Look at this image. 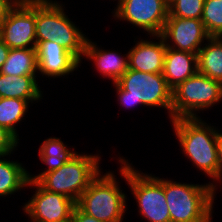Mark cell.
<instances>
[{
	"instance_id": "cell-1",
	"label": "cell",
	"mask_w": 222,
	"mask_h": 222,
	"mask_svg": "<svg viewBox=\"0 0 222 222\" xmlns=\"http://www.w3.org/2000/svg\"><path fill=\"white\" fill-rule=\"evenodd\" d=\"M183 153L211 179L219 180L217 133L214 127L198 118L172 119Z\"/></svg>"
},
{
	"instance_id": "cell-2",
	"label": "cell",
	"mask_w": 222,
	"mask_h": 222,
	"mask_svg": "<svg viewBox=\"0 0 222 222\" xmlns=\"http://www.w3.org/2000/svg\"><path fill=\"white\" fill-rule=\"evenodd\" d=\"M163 188L171 222H211L214 183L194 185L163 179Z\"/></svg>"
},
{
	"instance_id": "cell-3",
	"label": "cell",
	"mask_w": 222,
	"mask_h": 222,
	"mask_svg": "<svg viewBox=\"0 0 222 222\" xmlns=\"http://www.w3.org/2000/svg\"><path fill=\"white\" fill-rule=\"evenodd\" d=\"M113 84L116 87L120 105L127 108L136 104L162 107L168 110L172 120V89L162 74L128 69Z\"/></svg>"
},
{
	"instance_id": "cell-4",
	"label": "cell",
	"mask_w": 222,
	"mask_h": 222,
	"mask_svg": "<svg viewBox=\"0 0 222 222\" xmlns=\"http://www.w3.org/2000/svg\"><path fill=\"white\" fill-rule=\"evenodd\" d=\"M62 7L57 1L36 3V40L59 44L81 61L87 37L68 18Z\"/></svg>"
},
{
	"instance_id": "cell-5",
	"label": "cell",
	"mask_w": 222,
	"mask_h": 222,
	"mask_svg": "<svg viewBox=\"0 0 222 222\" xmlns=\"http://www.w3.org/2000/svg\"><path fill=\"white\" fill-rule=\"evenodd\" d=\"M99 156L76 154L59 169L44 173L37 182L46 190L63 194L75 202L101 173Z\"/></svg>"
},
{
	"instance_id": "cell-6",
	"label": "cell",
	"mask_w": 222,
	"mask_h": 222,
	"mask_svg": "<svg viewBox=\"0 0 222 222\" xmlns=\"http://www.w3.org/2000/svg\"><path fill=\"white\" fill-rule=\"evenodd\" d=\"M99 174L80 195L76 206L103 222H122L126 211V195L118 187L114 173Z\"/></svg>"
},
{
	"instance_id": "cell-7",
	"label": "cell",
	"mask_w": 222,
	"mask_h": 222,
	"mask_svg": "<svg viewBox=\"0 0 222 222\" xmlns=\"http://www.w3.org/2000/svg\"><path fill=\"white\" fill-rule=\"evenodd\" d=\"M120 174L131 188L141 217L148 222H171L163 188V179L143 174L120 158Z\"/></svg>"
},
{
	"instance_id": "cell-8",
	"label": "cell",
	"mask_w": 222,
	"mask_h": 222,
	"mask_svg": "<svg viewBox=\"0 0 222 222\" xmlns=\"http://www.w3.org/2000/svg\"><path fill=\"white\" fill-rule=\"evenodd\" d=\"M222 99V83L198 71L172 90V119L198 118L196 111L205 110Z\"/></svg>"
},
{
	"instance_id": "cell-9",
	"label": "cell",
	"mask_w": 222,
	"mask_h": 222,
	"mask_svg": "<svg viewBox=\"0 0 222 222\" xmlns=\"http://www.w3.org/2000/svg\"><path fill=\"white\" fill-rule=\"evenodd\" d=\"M0 38L10 49H36V3H17L0 25Z\"/></svg>"
},
{
	"instance_id": "cell-10",
	"label": "cell",
	"mask_w": 222,
	"mask_h": 222,
	"mask_svg": "<svg viewBox=\"0 0 222 222\" xmlns=\"http://www.w3.org/2000/svg\"><path fill=\"white\" fill-rule=\"evenodd\" d=\"M114 17L129 21L149 35H160L169 14L165 0H118Z\"/></svg>"
},
{
	"instance_id": "cell-11",
	"label": "cell",
	"mask_w": 222,
	"mask_h": 222,
	"mask_svg": "<svg viewBox=\"0 0 222 222\" xmlns=\"http://www.w3.org/2000/svg\"><path fill=\"white\" fill-rule=\"evenodd\" d=\"M28 186H35V194L24 204L23 210L30 219L43 222H70L76 202L71 198L44 189L37 181H30Z\"/></svg>"
},
{
	"instance_id": "cell-12",
	"label": "cell",
	"mask_w": 222,
	"mask_h": 222,
	"mask_svg": "<svg viewBox=\"0 0 222 222\" xmlns=\"http://www.w3.org/2000/svg\"><path fill=\"white\" fill-rule=\"evenodd\" d=\"M160 36L163 38L166 47L194 54H198L204 40L210 38L200 19L178 17L167 18ZM168 39L171 41L168 42Z\"/></svg>"
},
{
	"instance_id": "cell-13",
	"label": "cell",
	"mask_w": 222,
	"mask_h": 222,
	"mask_svg": "<svg viewBox=\"0 0 222 222\" xmlns=\"http://www.w3.org/2000/svg\"><path fill=\"white\" fill-rule=\"evenodd\" d=\"M36 50L38 71L43 76H65L81 64L74 54L52 41L37 42Z\"/></svg>"
},
{
	"instance_id": "cell-14",
	"label": "cell",
	"mask_w": 222,
	"mask_h": 222,
	"mask_svg": "<svg viewBox=\"0 0 222 222\" xmlns=\"http://www.w3.org/2000/svg\"><path fill=\"white\" fill-rule=\"evenodd\" d=\"M154 37L159 38V42L141 39L129 50L127 53L129 69L162 74L167 47L160 35Z\"/></svg>"
},
{
	"instance_id": "cell-15",
	"label": "cell",
	"mask_w": 222,
	"mask_h": 222,
	"mask_svg": "<svg viewBox=\"0 0 222 222\" xmlns=\"http://www.w3.org/2000/svg\"><path fill=\"white\" fill-rule=\"evenodd\" d=\"M197 71V54L167 47L162 75L172 90Z\"/></svg>"
},
{
	"instance_id": "cell-16",
	"label": "cell",
	"mask_w": 222,
	"mask_h": 222,
	"mask_svg": "<svg viewBox=\"0 0 222 222\" xmlns=\"http://www.w3.org/2000/svg\"><path fill=\"white\" fill-rule=\"evenodd\" d=\"M84 56L95 63L94 65H96L97 71L101 73L100 75H103L102 77L111 78L113 83H116L129 69L128 55L124 58L114 51H104L88 38Z\"/></svg>"
},
{
	"instance_id": "cell-17",
	"label": "cell",
	"mask_w": 222,
	"mask_h": 222,
	"mask_svg": "<svg viewBox=\"0 0 222 222\" xmlns=\"http://www.w3.org/2000/svg\"><path fill=\"white\" fill-rule=\"evenodd\" d=\"M36 76H11L0 73V98L36 101L42 98Z\"/></svg>"
},
{
	"instance_id": "cell-18",
	"label": "cell",
	"mask_w": 222,
	"mask_h": 222,
	"mask_svg": "<svg viewBox=\"0 0 222 222\" xmlns=\"http://www.w3.org/2000/svg\"><path fill=\"white\" fill-rule=\"evenodd\" d=\"M197 54L198 72L222 83V39L210 37Z\"/></svg>"
},
{
	"instance_id": "cell-19",
	"label": "cell",
	"mask_w": 222,
	"mask_h": 222,
	"mask_svg": "<svg viewBox=\"0 0 222 222\" xmlns=\"http://www.w3.org/2000/svg\"><path fill=\"white\" fill-rule=\"evenodd\" d=\"M73 151L67 149V146L59 138L50 137L44 140L39 148V157L48 165V169L36 176L30 175V181H37L44 173L59 169L78 153Z\"/></svg>"
},
{
	"instance_id": "cell-20",
	"label": "cell",
	"mask_w": 222,
	"mask_h": 222,
	"mask_svg": "<svg viewBox=\"0 0 222 222\" xmlns=\"http://www.w3.org/2000/svg\"><path fill=\"white\" fill-rule=\"evenodd\" d=\"M0 73L11 76H36L38 73L37 50L10 49Z\"/></svg>"
},
{
	"instance_id": "cell-21",
	"label": "cell",
	"mask_w": 222,
	"mask_h": 222,
	"mask_svg": "<svg viewBox=\"0 0 222 222\" xmlns=\"http://www.w3.org/2000/svg\"><path fill=\"white\" fill-rule=\"evenodd\" d=\"M4 159H0V197L26 187L30 180V174L22 164Z\"/></svg>"
},
{
	"instance_id": "cell-22",
	"label": "cell",
	"mask_w": 222,
	"mask_h": 222,
	"mask_svg": "<svg viewBox=\"0 0 222 222\" xmlns=\"http://www.w3.org/2000/svg\"><path fill=\"white\" fill-rule=\"evenodd\" d=\"M30 101L18 98H0V126L4 127L17 140L16 124L22 121L28 111Z\"/></svg>"
},
{
	"instance_id": "cell-23",
	"label": "cell",
	"mask_w": 222,
	"mask_h": 222,
	"mask_svg": "<svg viewBox=\"0 0 222 222\" xmlns=\"http://www.w3.org/2000/svg\"><path fill=\"white\" fill-rule=\"evenodd\" d=\"M201 21L210 37L222 32V0H205Z\"/></svg>"
},
{
	"instance_id": "cell-24",
	"label": "cell",
	"mask_w": 222,
	"mask_h": 222,
	"mask_svg": "<svg viewBox=\"0 0 222 222\" xmlns=\"http://www.w3.org/2000/svg\"><path fill=\"white\" fill-rule=\"evenodd\" d=\"M205 0H173L169 4L168 17L200 19Z\"/></svg>"
},
{
	"instance_id": "cell-25",
	"label": "cell",
	"mask_w": 222,
	"mask_h": 222,
	"mask_svg": "<svg viewBox=\"0 0 222 222\" xmlns=\"http://www.w3.org/2000/svg\"><path fill=\"white\" fill-rule=\"evenodd\" d=\"M18 143V140L10 132L0 126V158L10 156Z\"/></svg>"
},
{
	"instance_id": "cell-26",
	"label": "cell",
	"mask_w": 222,
	"mask_h": 222,
	"mask_svg": "<svg viewBox=\"0 0 222 222\" xmlns=\"http://www.w3.org/2000/svg\"><path fill=\"white\" fill-rule=\"evenodd\" d=\"M70 222H103L82 212L77 206L74 207Z\"/></svg>"
},
{
	"instance_id": "cell-27",
	"label": "cell",
	"mask_w": 222,
	"mask_h": 222,
	"mask_svg": "<svg viewBox=\"0 0 222 222\" xmlns=\"http://www.w3.org/2000/svg\"><path fill=\"white\" fill-rule=\"evenodd\" d=\"M17 3L14 0H0V25L8 16L9 11Z\"/></svg>"
},
{
	"instance_id": "cell-28",
	"label": "cell",
	"mask_w": 222,
	"mask_h": 222,
	"mask_svg": "<svg viewBox=\"0 0 222 222\" xmlns=\"http://www.w3.org/2000/svg\"><path fill=\"white\" fill-rule=\"evenodd\" d=\"M217 152H218V164H219V181L222 178V133H217Z\"/></svg>"
},
{
	"instance_id": "cell-29",
	"label": "cell",
	"mask_w": 222,
	"mask_h": 222,
	"mask_svg": "<svg viewBox=\"0 0 222 222\" xmlns=\"http://www.w3.org/2000/svg\"><path fill=\"white\" fill-rule=\"evenodd\" d=\"M9 51L10 48L0 38V71L8 57Z\"/></svg>"
},
{
	"instance_id": "cell-30",
	"label": "cell",
	"mask_w": 222,
	"mask_h": 222,
	"mask_svg": "<svg viewBox=\"0 0 222 222\" xmlns=\"http://www.w3.org/2000/svg\"><path fill=\"white\" fill-rule=\"evenodd\" d=\"M16 3H55V1L51 0H14Z\"/></svg>"
},
{
	"instance_id": "cell-31",
	"label": "cell",
	"mask_w": 222,
	"mask_h": 222,
	"mask_svg": "<svg viewBox=\"0 0 222 222\" xmlns=\"http://www.w3.org/2000/svg\"><path fill=\"white\" fill-rule=\"evenodd\" d=\"M31 222H43V221L31 219Z\"/></svg>"
},
{
	"instance_id": "cell-32",
	"label": "cell",
	"mask_w": 222,
	"mask_h": 222,
	"mask_svg": "<svg viewBox=\"0 0 222 222\" xmlns=\"http://www.w3.org/2000/svg\"><path fill=\"white\" fill-rule=\"evenodd\" d=\"M168 4H170L173 0H165Z\"/></svg>"
},
{
	"instance_id": "cell-33",
	"label": "cell",
	"mask_w": 222,
	"mask_h": 222,
	"mask_svg": "<svg viewBox=\"0 0 222 222\" xmlns=\"http://www.w3.org/2000/svg\"><path fill=\"white\" fill-rule=\"evenodd\" d=\"M218 38H219V39H222V32H221V34L218 36Z\"/></svg>"
}]
</instances>
